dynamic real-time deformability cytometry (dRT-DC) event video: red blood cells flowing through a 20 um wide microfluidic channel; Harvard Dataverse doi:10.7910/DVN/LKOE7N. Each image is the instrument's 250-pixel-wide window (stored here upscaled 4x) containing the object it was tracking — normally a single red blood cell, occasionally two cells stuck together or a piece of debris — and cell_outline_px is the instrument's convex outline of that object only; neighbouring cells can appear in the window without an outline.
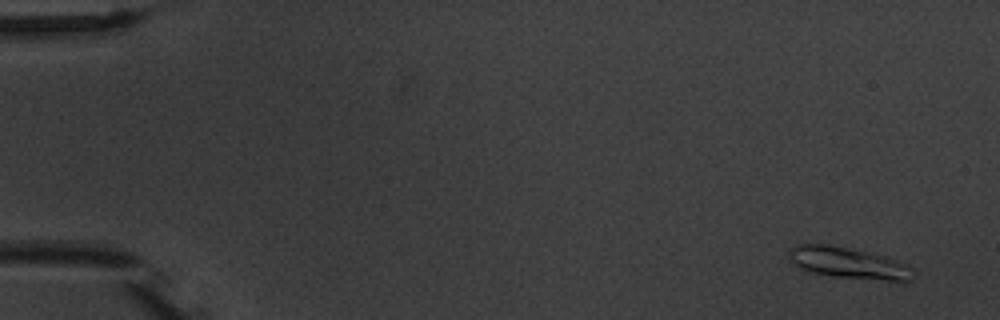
{"species": "common noctule bat (a hibernating species)", "species_latin": "Nyctalus noctula", "temperature_condition": "warm", "stored_images_in_passage": 5, "camera_frame_rate_fps": 3000, "um_per_image_px": 0.085, "animal": {"sex": "male", "body_mass_g": 20.1, "forearm_length_mm": 53.5}, "frame": {"image": 1, "passage_image": 1, "time_ms": 0.0, "image_size_px": [1000, 320], "cell_outline_px": [[912, 268], [908, 280], [888, 280], [832, 276], [812, 272], [800, 268], [788, 256], [788, 248], [796, 244], [828, 244], [868, 252], [884, 256], [908, 264]], "centroid_in_image_um": [72.03, 22.32], "position_along_channel_um": 13.0, "area_um2": 22.14}}